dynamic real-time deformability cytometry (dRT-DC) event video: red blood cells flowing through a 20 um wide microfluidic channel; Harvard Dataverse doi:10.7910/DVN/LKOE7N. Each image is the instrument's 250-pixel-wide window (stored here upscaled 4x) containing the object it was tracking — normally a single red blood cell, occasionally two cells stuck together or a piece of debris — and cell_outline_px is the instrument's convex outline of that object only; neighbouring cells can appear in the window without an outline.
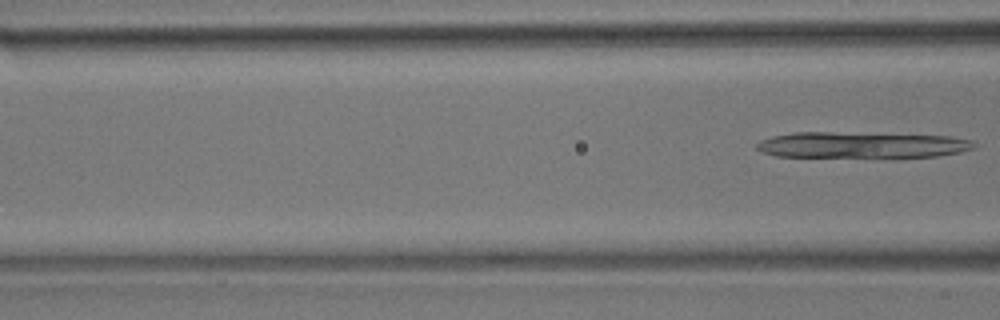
{"species": "common noctule bat (a hibernating species)", "species_latin": "Nyctalus noctula", "temperature_condition": "room temperature", "stored_images_in_passage": 18, "camera_frame_rate_fps": 3000, "um_per_image_px": 0.085, "animal": {"sex": "male", "body_mass_g": 17.9}, "frame": {"image": 1, "passage_image": 18, "time_ms": 5.667, "image_size_px": [1000, 320], "cell_outline_px": [[976, 148], [960, 152], [936, 156], [776, 156], [764, 152], [756, 148], [756, 144], [760, 140], [772, 136], [792, 132], [828, 132], [948, 136], [972, 140], [976, 144]], "centroid_in_image_um": [73.24, 12.3], "position_along_channel_um": 93.4, "area_um2": 32.43}}